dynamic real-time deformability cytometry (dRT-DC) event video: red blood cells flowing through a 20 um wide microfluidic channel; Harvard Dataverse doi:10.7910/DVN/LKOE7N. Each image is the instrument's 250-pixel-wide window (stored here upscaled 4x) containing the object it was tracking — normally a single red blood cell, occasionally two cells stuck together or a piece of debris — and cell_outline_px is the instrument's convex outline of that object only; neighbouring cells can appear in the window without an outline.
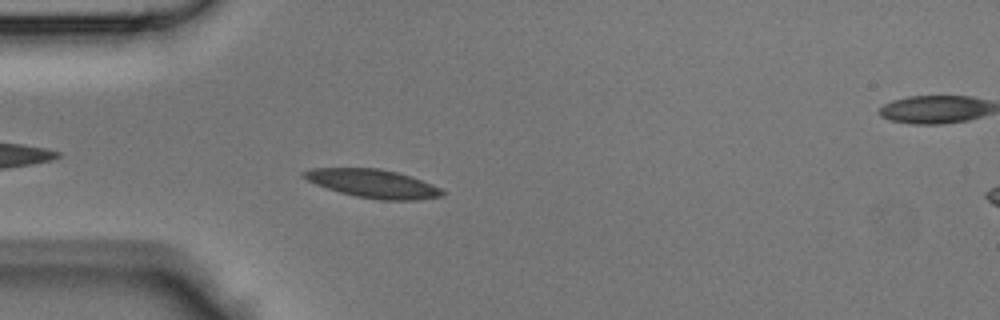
{"species": "Egyptian fruit bat (a non-hibernating species)", "species_latin": "Rousettus aegyptiacus", "temperature_condition": "room temperature", "stored_images_in_passage": 40, "camera_frame_rate_fps": 3000, "um_per_image_px": 0.085, "animal": {"sex": "male"}, "frame": {"image": 1, "passage_image": 8, "time_ms": 2.333, "image_size_px": [1000, 320], "cell_outline_px": [[444, 196], [416, 200], [380, 200], [356, 196], [340, 192], [316, 184], [300, 176], [300, 172], [312, 168], [380, 168], [412, 176], [432, 184], [440, 188], [444, 192]], "centroid_in_image_um": [31.71, 15.6], "position_along_channel_um": 53.3, "area_um2": 22.95}}
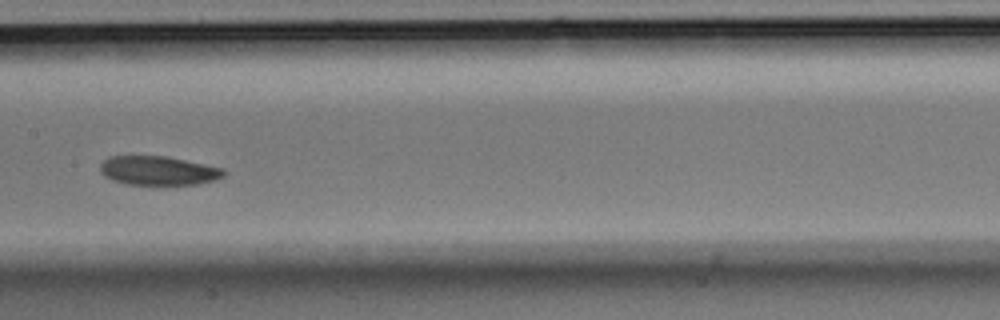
{"frame": {"image": 2, "passage_image": 18, "time_ms": 5.667, "image_size_px": [1000, 320], "cell_outline_px": [[224, 176], [212, 180], [196, 184], [128, 184], [112, 180], [104, 176], [100, 172], [100, 164], [108, 156], [164, 156], [224, 168]], "centroid_in_image_um": [13.4, 14.49], "position_along_channel_um": 194.0, "area_um2": 20.63}}
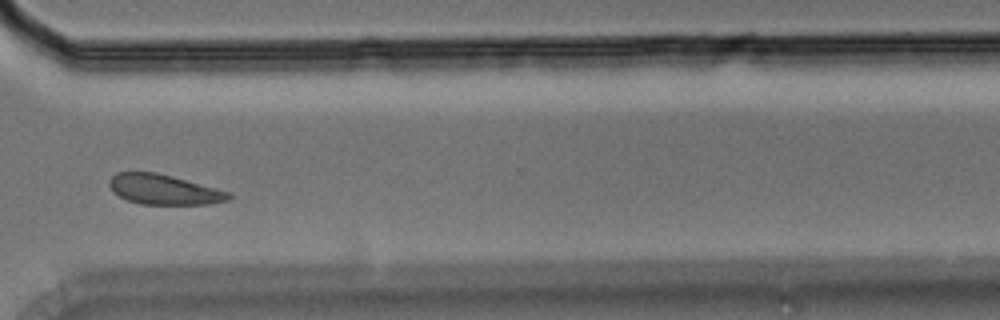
{"frame": {"image": 3, "passage_image": 29, "time_ms": 9.333, "image_size_px": [1000, 320], "cell_outline_px": [[232, 196], [228, 200], [208, 204], [140, 204], [128, 200], [120, 196], [108, 184], [108, 180], [116, 172], [156, 172], [172, 176], [228, 192]], "centroid_in_image_um": [13.9, 16.1], "position_along_channel_um": 356.7, "area_um2": 20.52}}